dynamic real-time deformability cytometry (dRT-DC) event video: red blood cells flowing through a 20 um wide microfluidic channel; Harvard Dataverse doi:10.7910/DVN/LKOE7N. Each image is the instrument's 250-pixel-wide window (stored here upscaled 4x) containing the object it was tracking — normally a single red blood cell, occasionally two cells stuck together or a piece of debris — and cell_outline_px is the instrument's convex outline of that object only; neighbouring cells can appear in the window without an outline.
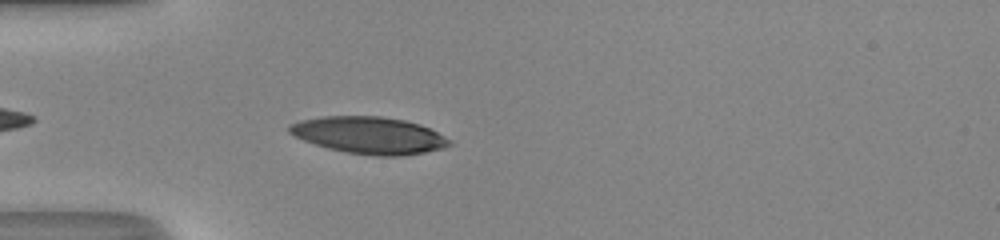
{"species": "human", "species_latin": "Homo sapiens", "temperature_condition": "room temperature", "stored_images_in_passage": 33, "camera_frame_rate_fps": 3000, "um_per_image_px": 0.085, "donor": {"sex": "male"}, "frame": {"image": 1, "passage_image": 3, "time_ms": 0.667, "image_size_px": [1000, 240], "cell_outline_px": [[452, 144], [444, 148], [424, 152], [400, 156], [376, 156], [348, 152], [328, 148], [304, 140], [288, 132], [288, 124], [300, 120], [324, 116], [380, 116], [404, 120], [420, 124], [452, 140]], "centroid_in_image_um": [31.38, 11.49], "position_along_channel_um": 53.6, "area_um2": 34.33}}
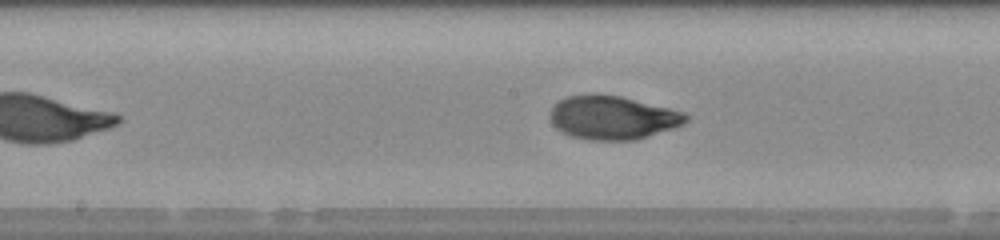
{"frame": {"image": 2, "passage_image": 14, "time_ms": 4.333, "image_size_px": [1000, 240], "cell_outline_px": [[688, 120], [684, 124], [636, 140], [588, 140], [568, 136], [556, 128], [552, 124], [552, 108], [560, 100], [568, 96], [588, 92], [600, 92], [620, 96], [684, 112], [688, 116]], "centroid_in_image_um": [52.05, 9.98], "position_along_channel_um": 196.2, "area_um2": 34.68}}
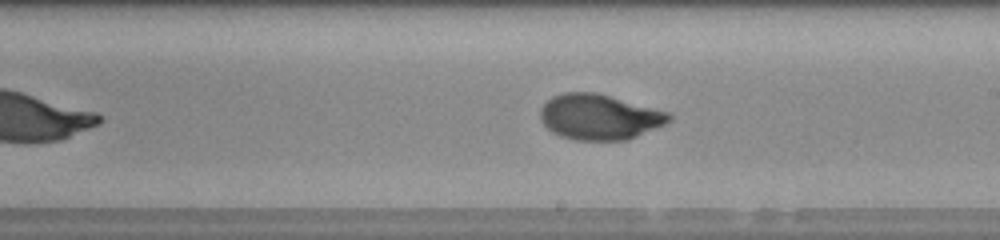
{"frame": {"image": 3, "passage_image": 17, "time_ms": 5.333, "image_size_px": [1000, 240], "cell_outline_px": [[672, 120], [664, 124], [628, 140], [576, 140], [560, 136], [552, 132], [540, 120], [540, 108], [552, 96], [564, 92], [596, 92], [668, 112], [672, 116]], "centroid_in_image_um": [50.92, 9.94], "position_along_channel_um": 238.1, "area_um2": 33.99}, "authors_computed_cell_mechanics": {"area_um2": 34.1598, "velocity_mm_per_s": 4.209, "shape_relaxation_time_tau1_ms": 4.0896, "shape_relaxation_time_tau2_ms": null, "deformation_change_tau1": 0.2243, "deformation_change_tau2": null}}